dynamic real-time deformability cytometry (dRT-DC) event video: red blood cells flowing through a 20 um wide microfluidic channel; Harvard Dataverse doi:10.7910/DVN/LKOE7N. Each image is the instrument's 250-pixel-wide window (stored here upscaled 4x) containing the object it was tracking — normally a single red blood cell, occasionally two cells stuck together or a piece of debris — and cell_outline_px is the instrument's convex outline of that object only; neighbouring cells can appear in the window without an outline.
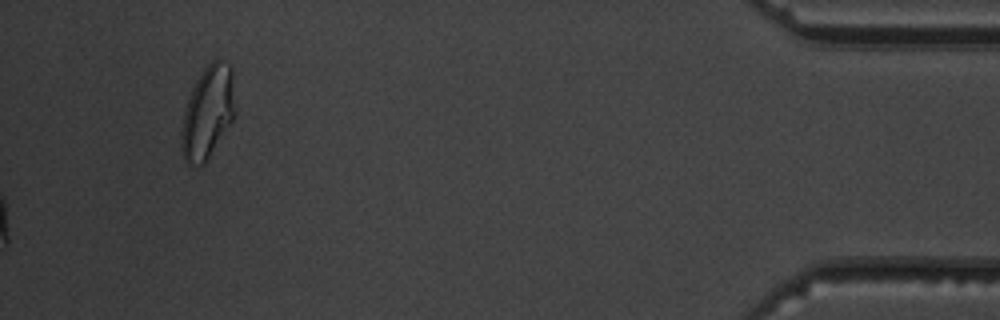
{"species": "common noctule bat (a hibernating species)", "species_latin": "Nyctalus noctula", "temperature_condition": "warm", "stored_images_in_passage": 15, "camera_frame_rate_fps": 3000, "um_per_image_px": 0.085, "animal": {"sex": "male", "body_mass_g": 19.5, "forearm_length_mm": 54.6}, "frame": {"image": 1, "passage_image": 15, "time_ms": 16.0, "image_size_px": [1000, 320], "cell_outline_px": [[236, 116], [204, 164], [188, 164], [184, 160], [180, 148], [180, 132], [184, 112], [192, 88], [196, 80], [204, 68], [212, 60], [220, 60], [228, 64], [232, 68], [236, 108]], "centroid_in_image_um": [17.67, 9.55], "position_along_channel_um": 417.5, "area_um2": 29.25}, "authors_computed_cell_mechanics": {"area_um2": 18.8428, "velocity_mm_per_s": 3.8264, "shape_relaxation_time_tau1_ms": 1.9072, "shape_relaxation_time_tau2_ms": 3.897, "deformation_change_tau1": 0.0978, "deformation_change_tau2": 0.0536}}